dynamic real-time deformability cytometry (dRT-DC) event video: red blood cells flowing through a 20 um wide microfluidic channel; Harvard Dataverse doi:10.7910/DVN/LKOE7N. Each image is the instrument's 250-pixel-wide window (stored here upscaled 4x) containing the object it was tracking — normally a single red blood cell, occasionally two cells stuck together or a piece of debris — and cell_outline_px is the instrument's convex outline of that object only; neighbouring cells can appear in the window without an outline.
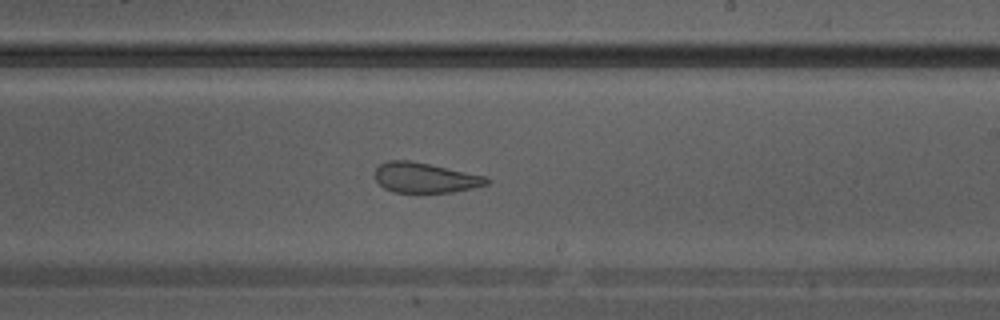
{"species": "Egyptian fruit bat (a non-hibernating species)", "species_latin": "Rousettus aegyptiacus", "temperature_condition": "warm", "stored_images_in_passage": 28, "camera_frame_rate_fps": 3000, "um_per_image_px": 0.085, "animal": {"sex": "male"}, "frame": {"image": 1, "passage_image": 16, "time_ms": 5.0, "image_size_px": [1000, 320], "cell_outline_px": [[492, 180], [488, 184], [472, 188], [452, 192], [392, 192], [384, 188], [376, 180], [376, 168], [380, 164], [388, 160], [408, 160], [428, 164], [484, 176]], "centroid_in_image_um": [36.12, 15.11], "position_along_channel_um": 252.9, "area_um2": 19.31}}